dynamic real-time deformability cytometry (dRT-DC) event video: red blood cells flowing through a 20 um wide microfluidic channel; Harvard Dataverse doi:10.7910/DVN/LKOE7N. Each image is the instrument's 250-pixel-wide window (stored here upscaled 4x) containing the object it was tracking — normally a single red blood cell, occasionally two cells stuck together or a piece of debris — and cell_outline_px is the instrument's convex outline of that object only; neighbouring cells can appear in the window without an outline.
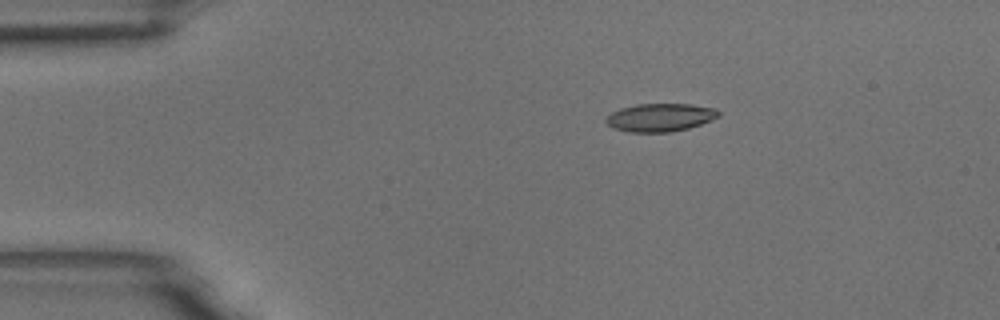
{"species": "common noctule bat (a hibernating species)", "species_latin": "Nyctalus noctula", "temperature_condition": "room temperature", "stored_images_in_passage": 4, "camera_frame_rate_fps": 3000, "um_per_image_px": 0.085, "animal": {"sex": "male", "body_mass_g": 18.8}, "frame": {"image": 1, "passage_image": 2, "time_ms": 0.333, "image_size_px": [1000, 320], "cell_outline_px": [[720, 116], [712, 120], [688, 128], [672, 132], [628, 132], [612, 128], [604, 120], [612, 112], [620, 108], [636, 104], [692, 104], [716, 108], [720, 112]], "centroid_in_image_um": [56.12, 9.98], "position_along_channel_um": 28.9, "area_um2": 18.55}}
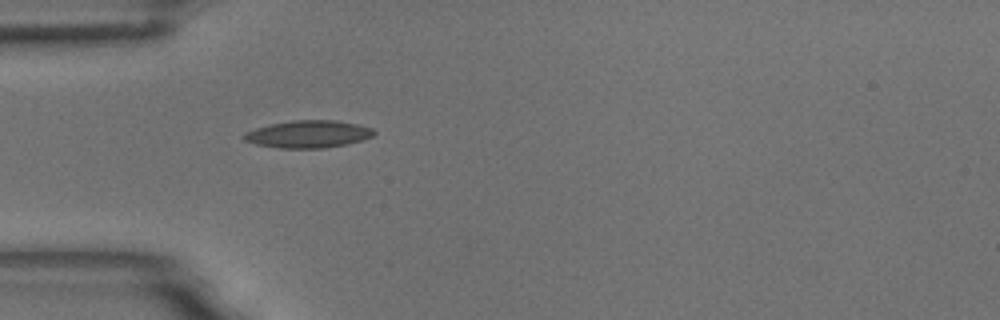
{"frame": {"image": 2, "passage_image": 4, "time_ms": 1.0, "image_size_px": [1000, 320], "cell_outline_px": [[376, 132], [372, 136], [360, 140], [344, 144], [324, 148], [280, 148], [256, 144], [244, 140], [240, 136], [244, 132], [256, 128], [272, 124], [292, 120], [332, 120], [356, 124], [372, 128]], "centroid_in_image_um": [26.15, 11.4], "position_along_channel_um": 58.9, "area_um2": 20.52}}